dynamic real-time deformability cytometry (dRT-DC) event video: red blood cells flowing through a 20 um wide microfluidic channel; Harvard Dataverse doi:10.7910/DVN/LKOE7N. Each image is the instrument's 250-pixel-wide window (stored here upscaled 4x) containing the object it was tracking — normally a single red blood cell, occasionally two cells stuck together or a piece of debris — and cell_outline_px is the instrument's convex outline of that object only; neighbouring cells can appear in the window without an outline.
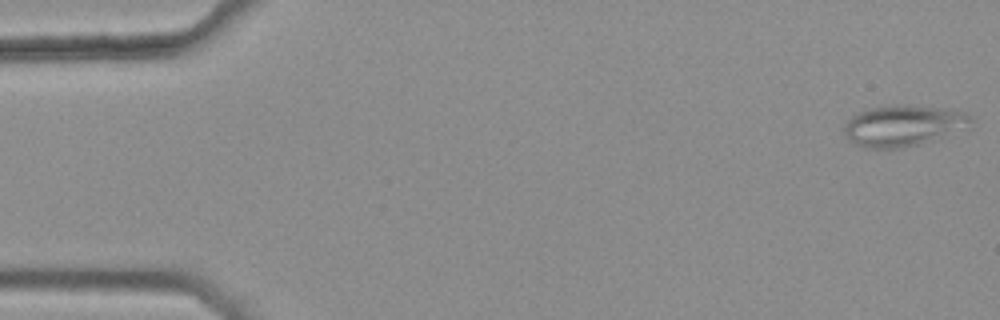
{"species": "common noctule bat (a hibernating species)", "species_latin": "Nyctalus noctula", "temperature_condition": "warm", "stored_images_in_passage": 46, "camera_frame_rate_fps": 3000, "um_per_image_px": 0.085, "animal": {"sex": "female", "body_mass_g": 25.1}, "frame": {"image": 1, "passage_image": 1, "time_ms": 0.0, "image_size_px": [1000, 320], "cell_outline_px": [[972, 128], [932, 140], [904, 148], [864, 148], [848, 140], [844, 132], [844, 124], [852, 116], [860, 112], [872, 108], [896, 104], [904, 104], [948, 108], [964, 112], [972, 116]], "centroid_in_image_um": [76.84, 10.67], "position_along_channel_um": 8.2, "area_um2": 30.75}}
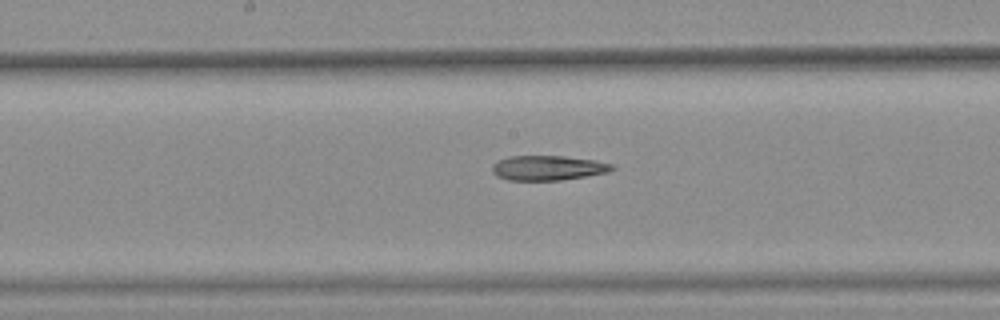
{"frame": {"image": 2, "passage_image": 27, "time_ms": 8.667, "image_size_px": [1000, 320], "cell_outline_px": [[616, 168], [608, 172], [560, 180], [508, 180], [496, 176], [492, 172], [492, 164], [496, 160], [508, 156], [564, 156], [596, 160], [612, 164]], "centroid_in_image_um": [46.53, 14.26], "position_along_channel_um": 201.7, "area_um2": 17.4}}
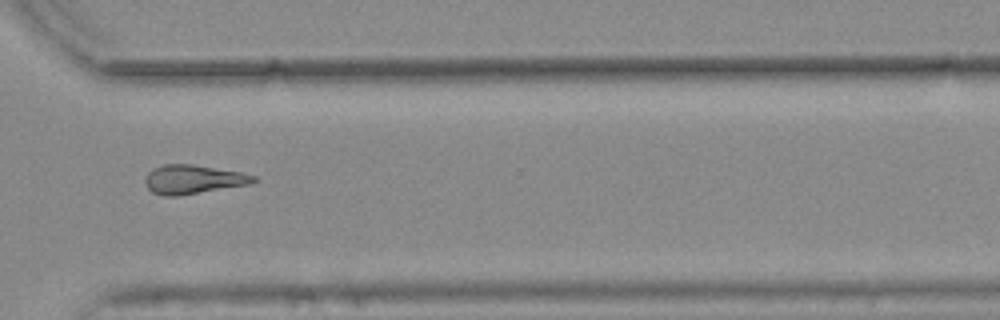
{"frame": {"image": 3, "passage_image": 39, "time_ms": 12.667, "image_size_px": [1000, 320], "cell_outline_px": [[260, 180], [248, 184], [176, 196], [164, 196], [152, 192], [144, 184], [144, 180], [148, 172], [152, 168], [164, 164], [192, 164], [240, 172], [256, 176]], "centroid_in_image_um": [16.38, 15.24], "position_along_channel_um": 354.2, "area_um2": 18.21}}